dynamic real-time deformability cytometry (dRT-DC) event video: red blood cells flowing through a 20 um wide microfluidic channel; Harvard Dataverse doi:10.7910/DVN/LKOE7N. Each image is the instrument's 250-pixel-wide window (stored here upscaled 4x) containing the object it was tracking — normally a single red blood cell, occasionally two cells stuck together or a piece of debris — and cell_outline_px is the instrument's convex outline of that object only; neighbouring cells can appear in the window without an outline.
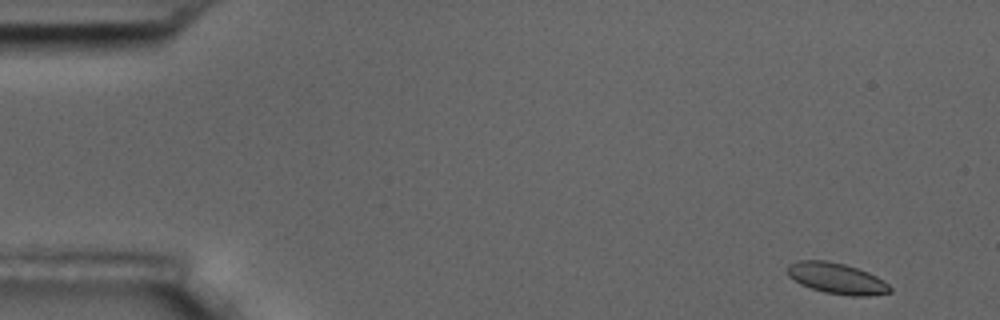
{"species": "common noctule bat (a hibernating species)", "species_latin": "Nyctalus noctula", "temperature_condition": "room temperature", "stored_images_in_passage": 4, "camera_frame_rate_fps": 3000, "um_per_image_px": 0.085, "animal": {"sex": "male", "body_mass_g": 17.5, "forearm_length_mm": 52.3}, "frame": {"image": 1, "passage_image": 1, "time_ms": 0.0, "image_size_px": [1000, 320], "cell_outline_px": [[892, 292], [872, 296], [852, 296], [824, 292], [800, 284], [788, 276], [788, 264], [800, 260], [828, 260], [844, 264], [868, 272], [884, 280], [892, 288]], "centroid_in_image_um": [71.15, 23.67], "position_along_channel_um": 13.9, "area_um2": 18.55}}